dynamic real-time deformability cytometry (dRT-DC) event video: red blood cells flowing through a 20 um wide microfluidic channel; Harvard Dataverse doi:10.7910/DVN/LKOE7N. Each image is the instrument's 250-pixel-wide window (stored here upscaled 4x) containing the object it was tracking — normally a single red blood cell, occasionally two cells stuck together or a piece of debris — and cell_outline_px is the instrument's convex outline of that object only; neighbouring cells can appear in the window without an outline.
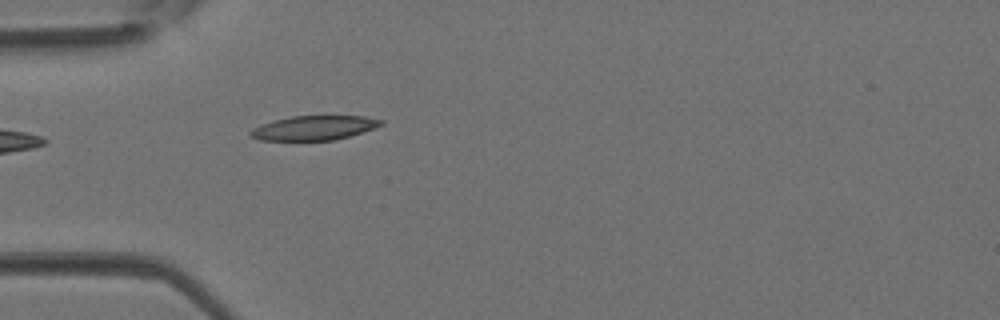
{"species": "Egyptian fruit bat (a non-hibernating species)", "species_latin": "Rousettus aegyptiacus", "temperature_condition": "room temperature", "stored_images_in_passage": 1, "camera_frame_rate_fps": 3000, "um_per_image_px": 0.085, "animal": {"sex": "female"}, "frame": {"image": 1, "passage_image": 1, "time_ms": 0.0, "image_size_px": [1000, 320], "cell_outline_px": [[384, 124], [376, 128], [336, 140], [260, 140], [252, 136], [248, 132], [252, 128], [260, 124], [272, 120], [292, 116], [364, 116], [384, 120]], "centroid_in_image_um": [26.71, 10.86], "position_along_channel_um": 58.3, "area_um2": 18.67}}